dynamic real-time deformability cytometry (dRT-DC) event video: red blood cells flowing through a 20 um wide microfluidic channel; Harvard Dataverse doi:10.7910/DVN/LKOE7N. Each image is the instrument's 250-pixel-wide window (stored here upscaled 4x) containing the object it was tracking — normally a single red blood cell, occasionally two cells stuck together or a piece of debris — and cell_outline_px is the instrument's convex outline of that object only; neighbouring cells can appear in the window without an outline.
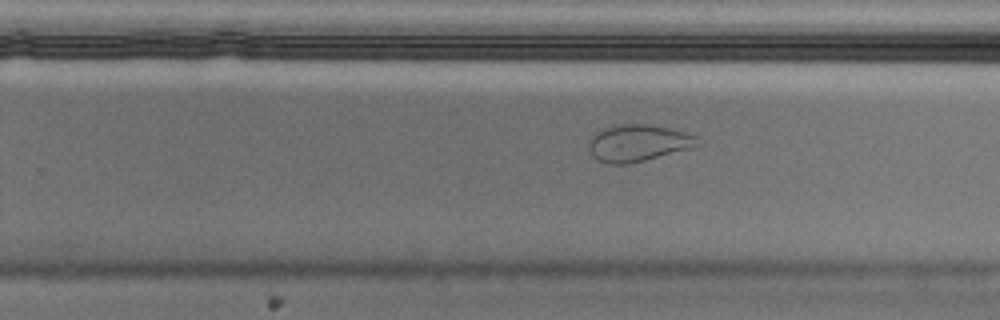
{"species": "Egyptian fruit bat (a non-hibernating species)", "species_latin": "Rousettus aegyptiacus", "temperature_condition": "cold", "stored_images_in_passage": 41, "camera_frame_rate_fps": 3000, "um_per_image_px": 0.085, "animal": {"sex": "male"}, "frame": {"image": 1, "passage_image": 30, "time_ms": 9.667, "image_size_px": [1000, 320], "cell_outline_px": [[696, 144], [688, 148], [644, 160], [628, 164], [608, 164], [596, 160], [592, 156], [588, 148], [588, 140], [600, 128], [616, 124], [648, 124], [668, 128], [684, 132], [696, 136]], "centroid_in_image_um": [54.1, 12.15], "position_along_channel_um": 275.7, "area_um2": 23.12}}